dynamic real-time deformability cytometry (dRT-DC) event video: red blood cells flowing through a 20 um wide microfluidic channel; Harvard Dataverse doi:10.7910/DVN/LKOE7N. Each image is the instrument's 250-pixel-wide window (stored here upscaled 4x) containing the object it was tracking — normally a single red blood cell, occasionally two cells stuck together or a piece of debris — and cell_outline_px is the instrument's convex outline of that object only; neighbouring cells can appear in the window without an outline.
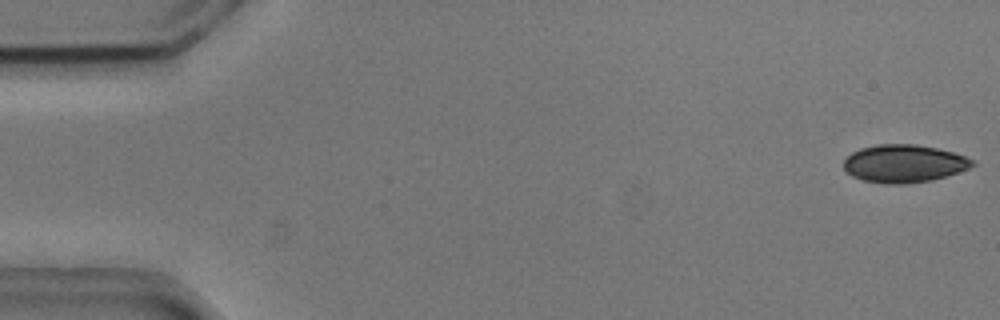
{"species": "common noctule bat (a hibernating species)", "species_latin": "Nyctalus noctula", "temperature_condition": "cold", "stored_images_in_passage": 20, "camera_frame_rate_fps": 3000, "um_per_image_px": 0.085, "animal": {"sex": "male", "body_mass_g": 20.5, "forearm_length_mm": 52.5}, "frame": {"image": 1, "passage_image": 1, "time_ms": 0.0, "image_size_px": [1000, 320], "cell_outline_px": [[976, 164], [968, 168], [932, 180], [904, 184], [884, 184], [864, 180], [852, 176], [844, 168], [844, 160], [852, 152], [860, 148], [876, 144], [916, 144], [936, 148], [952, 152], [976, 160]], "centroid_in_image_um": [76.83, 13.9], "position_along_channel_um": 8.2, "area_um2": 28.26}}